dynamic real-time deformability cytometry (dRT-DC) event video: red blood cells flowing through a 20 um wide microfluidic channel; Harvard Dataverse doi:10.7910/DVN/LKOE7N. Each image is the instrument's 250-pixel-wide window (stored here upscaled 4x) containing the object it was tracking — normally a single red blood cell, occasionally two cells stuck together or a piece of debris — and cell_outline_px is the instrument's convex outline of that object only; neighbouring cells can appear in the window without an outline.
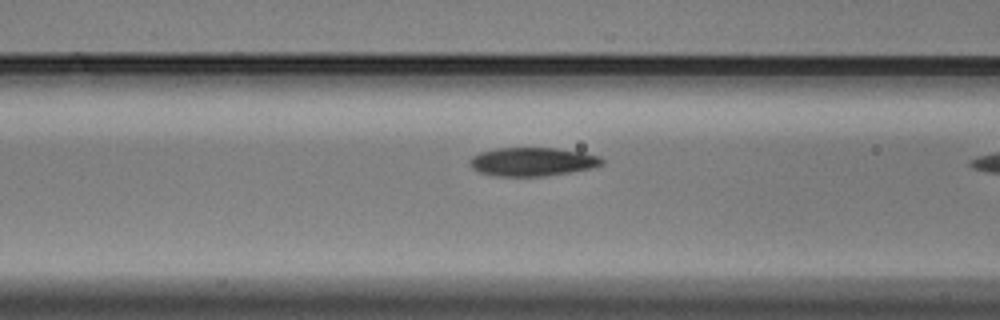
{"species": "Egyptian fruit bat (a non-hibernating species)", "species_latin": "Rousettus aegyptiacus", "temperature_condition": "warm", "stored_images_in_passage": 7, "camera_frame_rate_fps": 3000, "um_per_image_px": 0.085, "animal": {"sex": "male"}, "frame": {"image": 1, "passage_image": 6, "time_ms": 1.667, "image_size_px": [1000, 320], "cell_outline_px": [[604, 164], [592, 168], [544, 176], [496, 176], [480, 172], [472, 168], [468, 164], [468, 160], [472, 156], [480, 152], [496, 148], [556, 148], [580, 152], [600, 156], [604, 160]], "centroid_in_image_um": [45.23, 13.74], "position_along_channel_um": 121.4, "area_um2": 22.02}}